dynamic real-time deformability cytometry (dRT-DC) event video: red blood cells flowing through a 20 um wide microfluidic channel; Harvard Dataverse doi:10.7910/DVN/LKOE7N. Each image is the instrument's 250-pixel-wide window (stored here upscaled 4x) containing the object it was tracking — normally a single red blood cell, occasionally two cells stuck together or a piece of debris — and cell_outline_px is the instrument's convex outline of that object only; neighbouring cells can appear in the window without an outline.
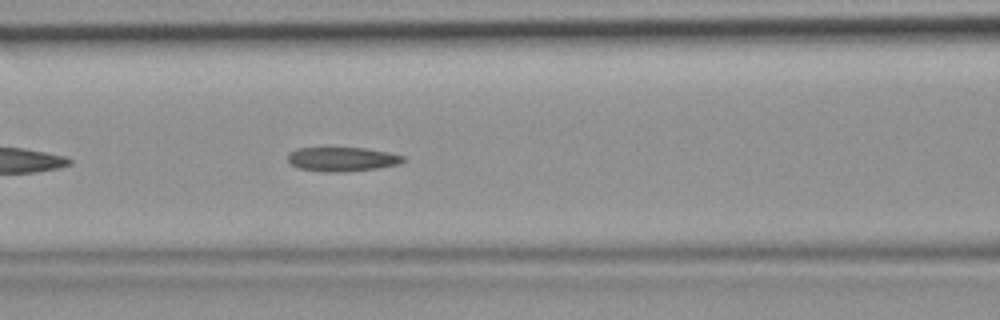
{"species": "common noctule bat (a hibernating species)", "species_latin": "Nyctalus noctula", "temperature_condition": "room temperature", "stored_images_in_passage": 12, "camera_frame_rate_fps": 3000, "um_per_image_px": 0.085, "animal": {"sex": "female", "body_mass_g": 19.9}, "frame": {"image": 1, "passage_image": 7, "time_ms": 2.0, "image_size_px": [1000, 320], "cell_outline_px": [[404, 160], [400, 164], [376, 168], [344, 172], [332, 172], [300, 168], [292, 164], [288, 160], [288, 152], [296, 148], [364, 148], [388, 152], [404, 156]], "centroid_in_image_um": [29.09, 13.52], "position_along_channel_um": 137.5, "area_um2": 16.07}}